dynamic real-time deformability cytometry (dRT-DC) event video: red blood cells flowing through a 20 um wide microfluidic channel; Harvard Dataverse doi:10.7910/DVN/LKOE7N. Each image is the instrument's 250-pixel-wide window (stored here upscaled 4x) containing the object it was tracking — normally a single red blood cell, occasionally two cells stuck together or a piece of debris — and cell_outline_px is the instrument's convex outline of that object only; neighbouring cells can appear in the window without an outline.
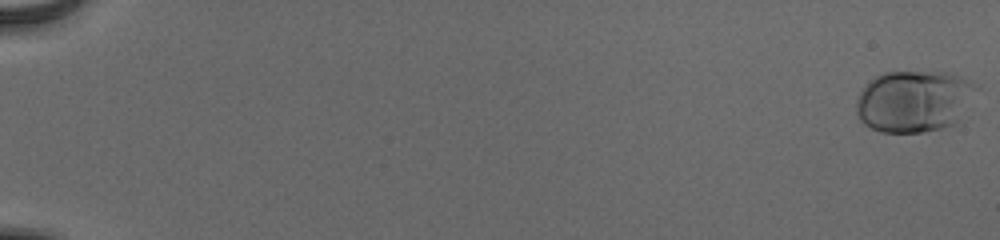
{"species": "human", "species_latin": "Homo sapiens", "temperature_condition": "cold", "stored_images_in_passage": 56, "camera_frame_rate_fps": 3000, "um_per_image_px": 0.085, "donor": {"sex": "male"}, "frame": {"image": 1, "passage_image": 1, "time_ms": 0.0, "image_size_px": [1000, 240], "cell_outline_px": [[980, 88], [956, 124], [944, 128], [924, 132], [880, 132], [864, 124], [860, 120], [856, 112], [856, 100], [860, 92], [876, 76], [884, 72], [948, 72], [960, 76], [976, 84]], "centroid_in_image_um": [77.73, 8.6], "position_along_channel_um": 7.3, "area_um2": 43.52}}
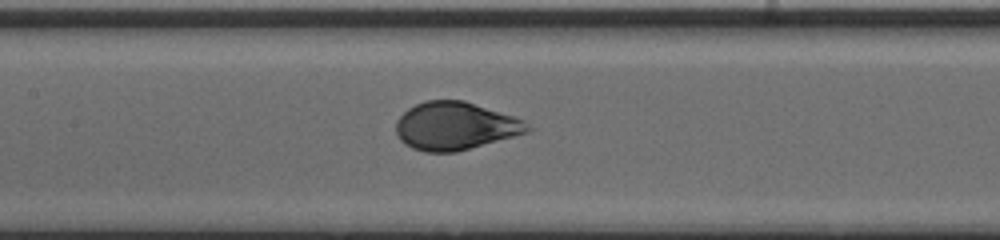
{"frame": {"image": 2, "passage_image": 30, "time_ms": 9.667, "image_size_px": [1000, 240], "cell_outline_px": [[532, 128], [528, 132], [456, 152], [424, 152], [412, 148], [404, 144], [400, 140], [396, 132], [396, 120], [408, 108], [424, 100], [464, 100], [524, 120]], "centroid_in_image_um": [38.66, 10.71], "position_along_channel_um": 168.7, "area_um2": 36.59}}
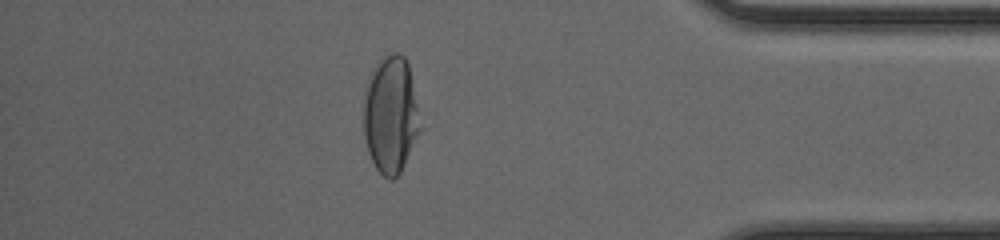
{"frame": {"image": 3, "passage_image": 50, "time_ms": 16.333, "image_size_px": [1000, 240], "cell_outline_px": [[424, 128], [400, 172], [392, 180], [388, 180], [376, 168], [368, 152], [364, 136], [364, 92], [368, 76], [376, 60], [380, 56], [392, 52], [400, 52], [404, 56], [408, 64]], "centroid_in_image_um": [33.23, 9.72], "position_along_channel_um": 402.0, "area_um2": 39.77}, "authors_computed_cell_mechanics": {"area_um2": 39.0439, "velocity_mm_per_s": 3.8789, "shape_relaxation_time_tau1_ms": 3.6184, "shape_relaxation_time_tau2_ms": null, "deformation_change_tau1": 0.1701, "deformation_change_tau2": null}}